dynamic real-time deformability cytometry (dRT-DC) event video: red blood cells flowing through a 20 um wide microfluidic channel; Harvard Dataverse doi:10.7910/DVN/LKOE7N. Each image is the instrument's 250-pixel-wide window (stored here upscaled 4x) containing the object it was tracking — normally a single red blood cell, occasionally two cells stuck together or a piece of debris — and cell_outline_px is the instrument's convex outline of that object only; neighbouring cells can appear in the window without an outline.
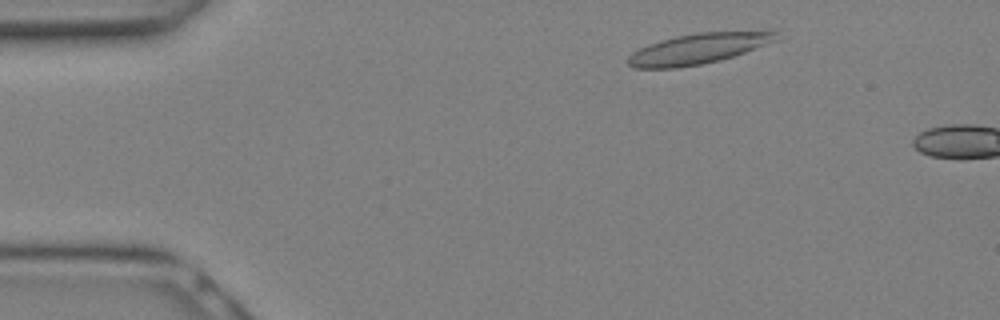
{"species": "Egyptian fruit bat (a non-hibernating species)", "species_latin": "Rousettus aegyptiacus", "temperature_condition": "warm", "stored_images_in_passage": 4, "camera_frame_rate_fps": 3000, "um_per_image_px": 0.085, "animal": {"sex": "female"}, "frame": {"image": 1, "passage_image": 2, "time_ms": 0.333, "image_size_px": [1000, 320], "cell_outline_px": [[780, 28], [776, 40], [744, 52], [720, 60], [700, 64], [676, 68], [636, 68], [628, 64], [628, 56], [632, 52], [648, 44], [660, 40], [676, 36], [696, 32], [764, 28]], "centroid_in_image_um": [59.5, 4.06], "position_along_channel_um": 25.5, "area_um2": 27.17}}